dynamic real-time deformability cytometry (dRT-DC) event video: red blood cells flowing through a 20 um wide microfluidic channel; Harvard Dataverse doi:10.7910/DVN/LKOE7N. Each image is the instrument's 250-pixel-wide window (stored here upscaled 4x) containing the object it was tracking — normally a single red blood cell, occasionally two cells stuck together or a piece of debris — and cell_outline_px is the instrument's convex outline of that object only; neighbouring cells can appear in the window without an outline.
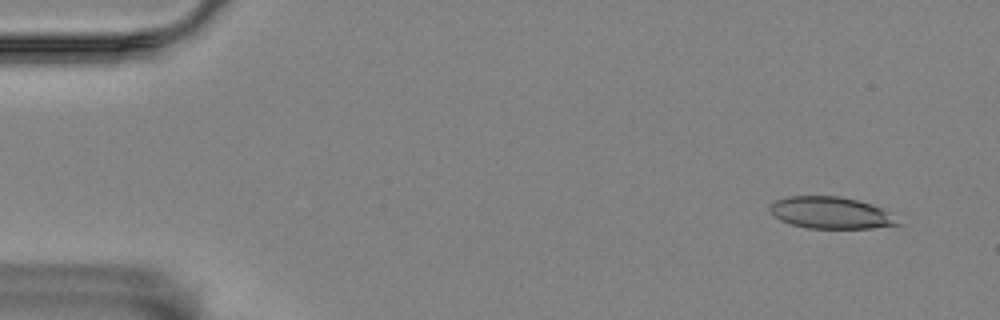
{"species": "Egyptian fruit bat (a non-hibernating species)", "species_latin": "Rousettus aegyptiacus", "temperature_condition": "room temperature", "stored_images_in_passage": 55, "camera_frame_rate_fps": 3000, "um_per_image_px": 0.085, "animal": {"sex": "female"}, "frame": {"image": 1, "passage_image": 3, "time_ms": 0.667, "image_size_px": [1000, 320], "cell_outline_px": [[904, 224], [872, 228], [808, 228], [792, 224], [780, 220], [768, 208], [776, 200], [788, 196], [840, 196], [856, 200], [880, 208], [888, 212]], "centroid_in_image_um": [70.63, 18.09], "position_along_channel_um": 14.4, "area_um2": 23.41}}
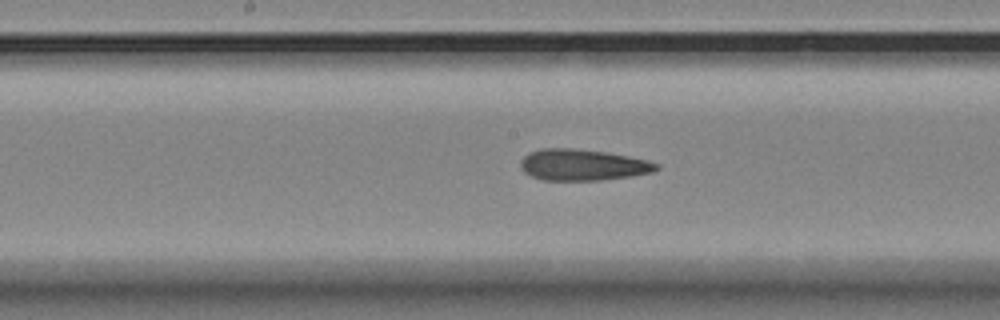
{"frame": {"image": 2, "passage_image": 28, "time_ms": 9.0, "image_size_px": [1000, 320], "cell_outline_px": [[660, 168], [652, 172], [632, 176], [600, 180], [544, 180], [532, 176], [524, 172], [520, 168], [520, 160], [528, 152], [540, 148], [576, 148], [604, 152], [628, 156], [648, 160], [660, 164]], "centroid_in_image_um": [49.52, 14.01], "position_along_channel_um": 198.7, "area_um2": 24.91}}
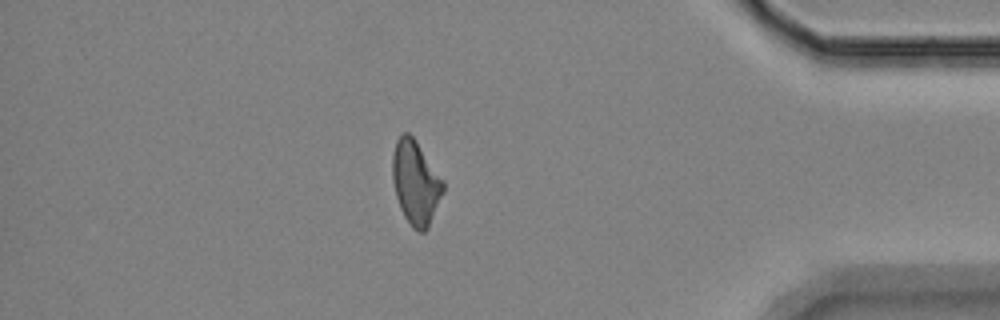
{"frame": {"image": 3, "passage_image": 48, "time_ms": 15.667, "image_size_px": [1000, 320], "cell_outline_px": [[444, 192], [428, 228], [424, 232], [420, 232], [412, 228], [404, 216], [400, 208], [396, 196], [392, 180], [392, 156], [396, 140], [404, 132], [408, 132], [416, 140], [444, 180]], "centroid_in_image_um": [35.33, 15.52], "position_along_channel_um": 399.9, "area_um2": 24.97}, "authors_computed_cell_mechanics": {"area_um2": 24.9118, "velocity_mm_per_s": 3.5259, "shape_relaxation_time_tau1_ms": null, "shape_relaxation_time_tau2_ms": 4.6617, "deformation_change_tau1": null, "deformation_change_tau2": 0.1603}}